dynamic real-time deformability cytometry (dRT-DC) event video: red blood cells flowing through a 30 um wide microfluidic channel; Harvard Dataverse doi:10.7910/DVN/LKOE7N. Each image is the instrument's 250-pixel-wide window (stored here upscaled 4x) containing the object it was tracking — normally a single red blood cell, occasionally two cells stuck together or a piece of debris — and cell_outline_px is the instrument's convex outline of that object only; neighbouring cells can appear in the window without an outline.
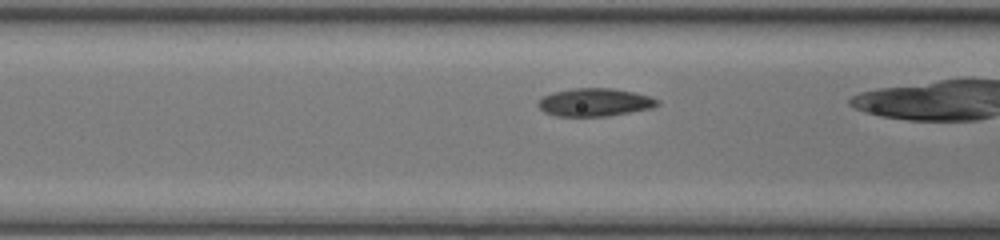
{"species": "common noctule bat (a hibernating species)", "species_latin": "Nyctalus noctula", "temperature_condition": "room temperature", "stored_images_in_passage": 24, "camera_frame_rate_fps": 3000, "um_per_image_px": 0.085, "animal": {"sex": "female", "body_mass_g": 17.0, "forearm_length_mm": 48.0}, "frame": {"image": 1, "passage_image": 5, "time_ms": 1.333, "image_size_px": [1000, 240], "cell_outline_px": [[660, 104], [652, 108], [608, 116], [556, 116], [544, 112], [536, 104], [544, 96], [552, 92], [572, 88], [612, 88], [652, 96], [660, 100]], "centroid_in_image_um": [50.57, 8.69], "position_along_channel_um": 116.0, "area_um2": 19.54}}
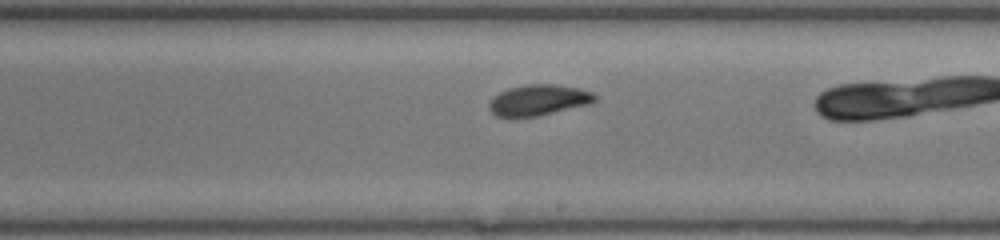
{"frame": {"image": 2, "passage_image": 14, "time_ms": 4.333, "image_size_px": [1000, 240], "cell_outline_px": [[596, 100], [588, 104], [536, 116], [496, 116], [488, 108], [488, 104], [500, 92], [508, 88], [524, 84], [556, 84], [580, 88], [592, 92], [596, 96]], "centroid_in_image_um": [45.78, 8.48], "position_along_channel_um": 243.2, "area_um2": 18.73}}
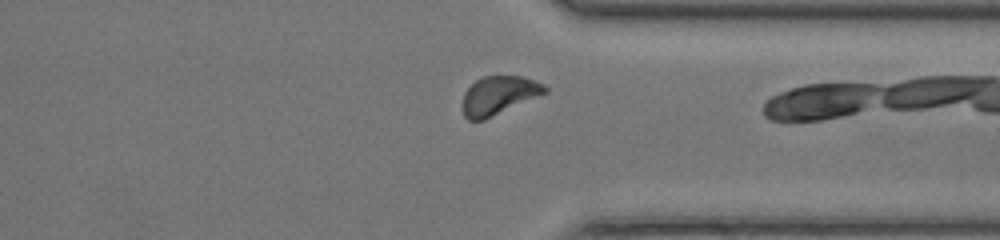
{"frame": {"image": 3, "passage_image": 23, "time_ms": 7.333, "image_size_px": [1000, 240], "cell_outline_px": [[548, 92], [484, 120], [468, 120], [464, 116], [464, 92], [476, 80], [484, 76], [524, 76], [544, 84], [548, 88]], "centroid_in_image_um": [42.43, 8.1], "position_along_channel_um": 369.0, "area_um2": 18.32}}